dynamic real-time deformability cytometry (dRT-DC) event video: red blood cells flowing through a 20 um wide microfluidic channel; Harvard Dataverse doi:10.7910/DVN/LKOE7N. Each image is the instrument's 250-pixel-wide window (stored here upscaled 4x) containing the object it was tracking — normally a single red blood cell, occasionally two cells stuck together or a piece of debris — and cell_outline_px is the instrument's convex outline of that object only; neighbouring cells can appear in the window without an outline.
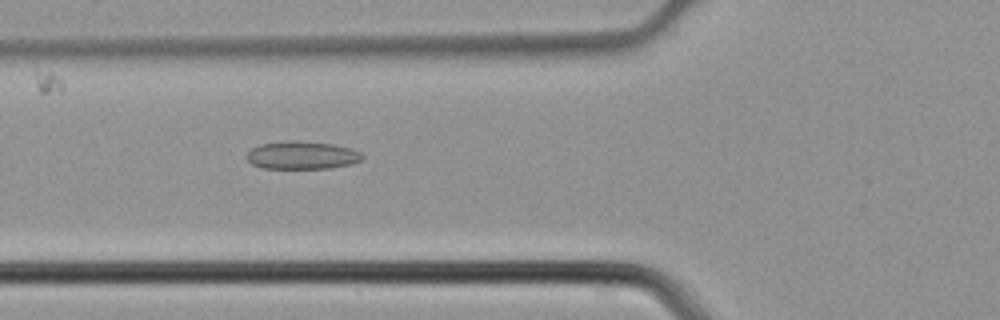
{"species": "common noctule bat (a hibernating species)", "species_latin": "Nyctalus noctula", "temperature_condition": "cold", "stored_images_in_passage": 38, "camera_frame_rate_fps": 3000, "um_per_image_px": 0.085, "animal": {"sex": "male", "body_mass_g": 21.5, "forearm_length_mm": 52.0}, "frame": {"image": 1, "passage_image": 9, "time_ms": 2.667, "image_size_px": [1000, 320], "cell_outline_px": [[364, 156], [360, 160], [352, 164], [328, 168], [260, 168], [252, 164], [244, 156], [252, 148], [260, 144], [292, 140], [296, 140], [332, 144], [352, 148], [360, 152]], "centroid_in_image_um": [25.65, 13.19], "position_along_channel_um": 100.1, "area_um2": 18.84}}
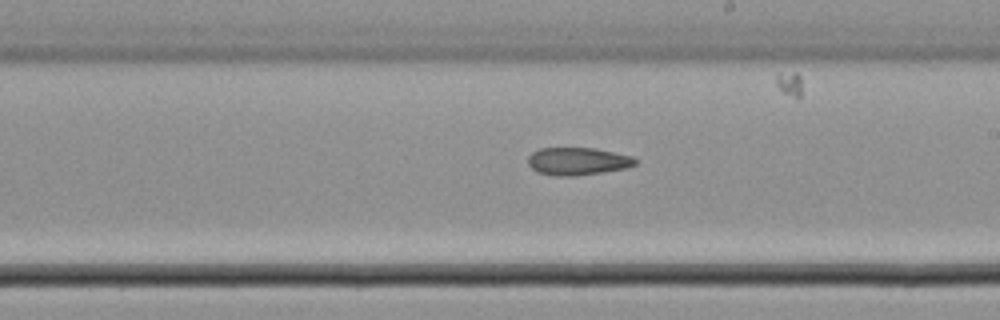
{"frame": {"image": 2, "passage_image": 18, "time_ms": 5.667, "image_size_px": [1000, 320], "cell_outline_px": [[636, 164], [628, 168], [576, 176], [556, 176], [536, 172], [528, 164], [528, 156], [532, 152], [540, 148], [596, 148], [632, 156], [636, 160]], "centroid_in_image_um": [49.09, 13.71], "position_along_channel_um": 239.9, "area_um2": 17.4}}
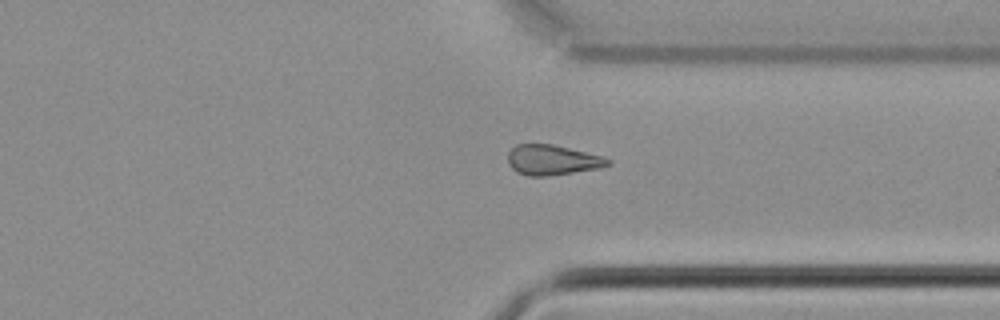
{"frame": {"image": 3, "passage_image": 26, "time_ms": 8.333, "image_size_px": [1000, 320], "cell_outline_px": [[612, 160], [608, 164], [600, 168], [544, 176], [528, 176], [516, 172], [508, 164], [508, 152], [516, 144], [552, 144], [604, 156]], "centroid_in_image_um": [46.93, 13.59], "position_along_channel_um": 364.5, "area_um2": 17.51}}